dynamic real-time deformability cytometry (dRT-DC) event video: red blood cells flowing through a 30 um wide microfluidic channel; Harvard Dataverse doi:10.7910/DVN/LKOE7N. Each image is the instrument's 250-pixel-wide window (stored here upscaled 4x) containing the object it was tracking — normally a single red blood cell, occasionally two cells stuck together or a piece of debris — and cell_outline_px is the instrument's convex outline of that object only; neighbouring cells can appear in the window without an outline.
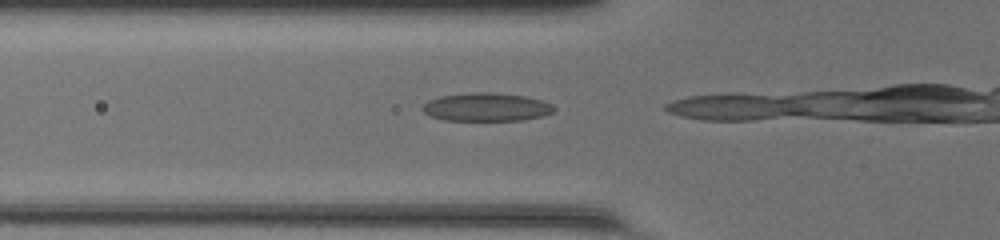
{"species": "common noctule bat (a hibernating species)", "species_latin": "Nyctalus noctula", "temperature_condition": "room temperature", "stored_images_in_passage": 3, "camera_frame_rate_fps": 3000, "um_per_image_px": 0.085, "animal": {"sex": "female", "body_mass_g": 20.0, "forearm_length_mm": 54.0}, "frame": {"image": 1, "passage_image": 2, "time_ms": 0.333, "image_size_px": [1000, 240], "cell_outline_px": [[556, 108], [552, 112], [544, 116], [520, 120], [444, 120], [432, 116], [424, 112], [420, 108], [428, 100], [440, 96], [472, 92], [492, 92], [528, 96], [552, 104]], "centroid_in_image_um": [41.35, 9.09], "position_along_channel_um": 84.5, "area_um2": 21.73}}